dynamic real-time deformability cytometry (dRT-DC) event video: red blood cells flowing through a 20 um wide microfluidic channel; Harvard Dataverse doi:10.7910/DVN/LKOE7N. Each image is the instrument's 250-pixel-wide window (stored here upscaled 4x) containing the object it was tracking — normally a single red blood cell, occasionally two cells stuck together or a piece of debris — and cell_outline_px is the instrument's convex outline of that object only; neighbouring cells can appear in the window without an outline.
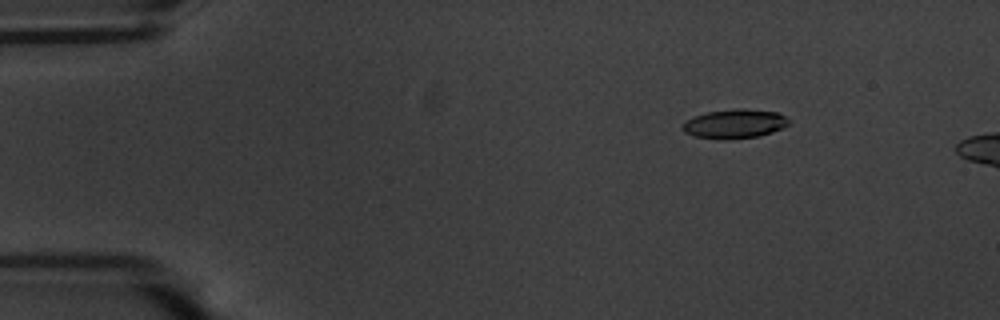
{"species": "common noctule bat (a hibernating species)", "species_latin": "Nyctalus noctula", "temperature_condition": "warm", "stored_images_in_passage": 12, "camera_frame_rate_fps": 3000, "um_per_image_px": 0.085, "animal": {"sex": "male", "body_mass_g": 20.1, "forearm_length_mm": 53.5}, "frame": {"image": 1, "passage_image": 6, "time_ms": 1.667, "image_size_px": [1000, 320], "cell_outline_px": [[788, 124], [784, 128], [772, 132], [756, 136], [728, 140], [720, 140], [696, 136], [684, 132], [680, 128], [692, 116], [708, 112], [740, 108], [776, 112], [784, 116], [788, 120]], "centroid_in_image_um": [62.42, 10.53], "position_along_channel_um": 22.6, "area_um2": 17.92}}